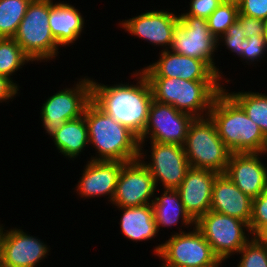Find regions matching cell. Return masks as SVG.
I'll use <instances>...</instances> for the list:
<instances>
[{"mask_svg": "<svg viewBox=\"0 0 267 267\" xmlns=\"http://www.w3.org/2000/svg\"><path fill=\"white\" fill-rule=\"evenodd\" d=\"M161 192L160 196H154L152 202L157 231H161L160 227L163 230V227L172 228L178 223H181V229L178 227L179 232L174 231L173 234L187 232L182 227H195V221L186 212L177 189H164Z\"/></svg>", "mask_w": 267, "mask_h": 267, "instance_id": "cell-22", "label": "cell"}, {"mask_svg": "<svg viewBox=\"0 0 267 267\" xmlns=\"http://www.w3.org/2000/svg\"><path fill=\"white\" fill-rule=\"evenodd\" d=\"M81 177L75 185V192L79 197L91 199L106 197L110 204L115 194V189L123 162L107 160H87Z\"/></svg>", "mask_w": 267, "mask_h": 267, "instance_id": "cell-17", "label": "cell"}, {"mask_svg": "<svg viewBox=\"0 0 267 267\" xmlns=\"http://www.w3.org/2000/svg\"><path fill=\"white\" fill-rule=\"evenodd\" d=\"M0 267H2V246L0 242Z\"/></svg>", "mask_w": 267, "mask_h": 267, "instance_id": "cell-39", "label": "cell"}, {"mask_svg": "<svg viewBox=\"0 0 267 267\" xmlns=\"http://www.w3.org/2000/svg\"><path fill=\"white\" fill-rule=\"evenodd\" d=\"M245 32L246 39L253 35H267L266 21L239 14L236 21Z\"/></svg>", "mask_w": 267, "mask_h": 267, "instance_id": "cell-35", "label": "cell"}, {"mask_svg": "<svg viewBox=\"0 0 267 267\" xmlns=\"http://www.w3.org/2000/svg\"><path fill=\"white\" fill-rule=\"evenodd\" d=\"M194 119L192 115L176 110L172 105L153 100L146 127L139 138L140 149L145 148L148 140L183 146Z\"/></svg>", "mask_w": 267, "mask_h": 267, "instance_id": "cell-12", "label": "cell"}, {"mask_svg": "<svg viewBox=\"0 0 267 267\" xmlns=\"http://www.w3.org/2000/svg\"><path fill=\"white\" fill-rule=\"evenodd\" d=\"M20 89L8 78L0 75V103L13 101L20 94ZM19 92V93H18Z\"/></svg>", "mask_w": 267, "mask_h": 267, "instance_id": "cell-36", "label": "cell"}, {"mask_svg": "<svg viewBox=\"0 0 267 267\" xmlns=\"http://www.w3.org/2000/svg\"><path fill=\"white\" fill-rule=\"evenodd\" d=\"M240 255L237 267H267V246L252 237L237 253Z\"/></svg>", "mask_w": 267, "mask_h": 267, "instance_id": "cell-29", "label": "cell"}, {"mask_svg": "<svg viewBox=\"0 0 267 267\" xmlns=\"http://www.w3.org/2000/svg\"><path fill=\"white\" fill-rule=\"evenodd\" d=\"M32 0H0V38H13Z\"/></svg>", "mask_w": 267, "mask_h": 267, "instance_id": "cell-27", "label": "cell"}, {"mask_svg": "<svg viewBox=\"0 0 267 267\" xmlns=\"http://www.w3.org/2000/svg\"><path fill=\"white\" fill-rule=\"evenodd\" d=\"M195 226L222 263L237 255L253 237L245 221L212 210L201 216Z\"/></svg>", "mask_w": 267, "mask_h": 267, "instance_id": "cell-8", "label": "cell"}, {"mask_svg": "<svg viewBox=\"0 0 267 267\" xmlns=\"http://www.w3.org/2000/svg\"><path fill=\"white\" fill-rule=\"evenodd\" d=\"M238 15V5L221 3L207 19L210 32L218 39L237 21Z\"/></svg>", "mask_w": 267, "mask_h": 267, "instance_id": "cell-28", "label": "cell"}, {"mask_svg": "<svg viewBox=\"0 0 267 267\" xmlns=\"http://www.w3.org/2000/svg\"><path fill=\"white\" fill-rule=\"evenodd\" d=\"M267 224V189L258 197L252 199V214L249 229L254 236L264 225Z\"/></svg>", "mask_w": 267, "mask_h": 267, "instance_id": "cell-32", "label": "cell"}, {"mask_svg": "<svg viewBox=\"0 0 267 267\" xmlns=\"http://www.w3.org/2000/svg\"><path fill=\"white\" fill-rule=\"evenodd\" d=\"M131 77H135V85L134 81L133 84L121 81L110 86L92 78L91 101L114 121L127 127L140 138L147 124L153 93L141 69L133 71Z\"/></svg>", "mask_w": 267, "mask_h": 267, "instance_id": "cell-1", "label": "cell"}, {"mask_svg": "<svg viewBox=\"0 0 267 267\" xmlns=\"http://www.w3.org/2000/svg\"><path fill=\"white\" fill-rule=\"evenodd\" d=\"M183 148L192 168L225 173L231 151L217 134L215 124L209 117L194 119Z\"/></svg>", "mask_w": 267, "mask_h": 267, "instance_id": "cell-6", "label": "cell"}, {"mask_svg": "<svg viewBox=\"0 0 267 267\" xmlns=\"http://www.w3.org/2000/svg\"><path fill=\"white\" fill-rule=\"evenodd\" d=\"M33 61L23 52L13 38H0V75L11 80L19 89L17 81L13 80L16 71ZM13 74V75H12Z\"/></svg>", "mask_w": 267, "mask_h": 267, "instance_id": "cell-26", "label": "cell"}, {"mask_svg": "<svg viewBox=\"0 0 267 267\" xmlns=\"http://www.w3.org/2000/svg\"><path fill=\"white\" fill-rule=\"evenodd\" d=\"M153 100L172 105L194 118L208 117L216 96L223 90L222 80H192L147 77Z\"/></svg>", "mask_w": 267, "mask_h": 267, "instance_id": "cell-4", "label": "cell"}, {"mask_svg": "<svg viewBox=\"0 0 267 267\" xmlns=\"http://www.w3.org/2000/svg\"><path fill=\"white\" fill-rule=\"evenodd\" d=\"M4 226L0 224L2 267H37L48 257L50 246L47 243L28 235L20 227L5 230Z\"/></svg>", "mask_w": 267, "mask_h": 267, "instance_id": "cell-14", "label": "cell"}, {"mask_svg": "<svg viewBox=\"0 0 267 267\" xmlns=\"http://www.w3.org/2000/svg\"><path fill=\"white\" fill-rule=\"evenodd\" d=\"M239 14L267 20V0H240Z\"/></svg>", "mask_w": 267, "mask_h": 267, "instance_id": "cell-34", "label": "cell"}, {"mask_svg": "<svg viewBox=\"0 0 267 267\" xmlns=\"http://www.w3.org/2000/svg\"><path fill=\"white\" fill-rule=\"evenodd\" d=\"M121 211L120 231L125 238L133 242L148 241L157 236L152 204L139 207H117Z\"/></svg>", "mask_w": 267, "mask_h": 267, "instance_id": "cell-23", "label": "cell"}, {"mask_svg": "<svg viewBox=\"0 0 267 267\" xmlns=\"http://www.w3.org/2000/svg\"><path fill=\"white\" fill-rule=\"evenodd\" d=\"M220 4V0H190L189 9L185 13L182 12L178 15L193 16L207 20Z\"/></svg>", "mask_w": 267, "mask_h": 267, "instance_id": "cell-33", "label": "cell"}, {"mask_svg": "<svg viewBox=\"0 0 267 267\" xmlns=\"http://www.w3.org/2000/svg\"><path fill=\"white\" fill-rule=\"evenodd\" d=\"M243 54L241 60L247 65H252L260 62L267 52V35H253L244 39Z\"/></svg>", "mask_w": 267, "mask_h": 267, "instance_id": "cell-30", "label": "cell"}, {"mask_svg": "<svg viewBox=\"0 0 267 267\" xmlns=\"http://www.w3.org/2000/svg\"><path fill=\"white\" fill-rule=\"evenodd\" d=\"M217 175L211 170L190 167L177 188L186 212L195 222L210 210L212 187Z\"/></svg>", "mask_w": 267, "mask_h": 267, "instance_id": "cell-19", "label": "cell"}, {"mask_svg": "<svg viewBox=\"0 0 267 267\" xmlns=\"http://www.w3.org/2000/svg\"><path fill=\"white\" fill-rule=\"evenodd\" d=\"M50 0H32L13 39L33 62L54 60L60 46L49 26ZM40 61V62H39Z\"/></svg>", "mask_w": 267, "mask_h": 267, "instance_id": "cell-5", "label": "cell"}, {"mask_svg": "<svg viewBox=\"0 0 267 267\" xmlns=\"http://www.w3.org/2000/svg\"><path fill=\"white\" fill-rule=\"evenodd\" d=\"M253 237L260 244L267 246V224L264 225Z\"/></svg>", "mask_w": 267, "mask_h": 267, "instance_id": "cell-37", "label": "cell"}, {"mask_svg": "<svg viewBox=\"0 0 267 267\" xmlns=\"http://www.w3.org/2000/svg\"><path fill=\"white\" fill-rule=\"evenodd\" d=\"M159 190L162 189L155 187L150 171L140 159H136L123 163L111 203L116 207L152 204Z\"/></svg>", "mask_w": 267, "mask_h": 267, "instance_id": "cell-13", "label": "cell"}, {"mask_svg": "<svg viewBox=\"0 0 267 267\" xmlns=\"http://www.w3.org/2000/svg\"><path fill=\"white\" fill-rule=\"evenodd\" d=\"M50 138H52L58 153H61L68 160L74 161L80 157V154L89 146V135L84 115L66 121Z\"/></svg>", "mask_w": 267, "mask_h": 267, "instance_id": "cell-24", "label": "cell"}, {"mask_svg": "<svg viewBox=\"0 0 267 267\" xmlns=\"http://www.w3.org/2000/svg\"><path fill=\"white\" fill-rule=\"evenodd\" d=\"M175 233L153 249L154 255L162 260L159 267H222L203 234L193 230Z\"/></svg>", "mask_w": 267, "mask_h": 267, "instance_id": "cell-7", "label": "cell"}, {"mask_svg": "<svg viewBox=\"0 0 267 267\" xmlns=\"http://www.w3.org/2000/svg\"><path fill=\"white\" fill-rule=\"evenodd\" d=\"M208 117L231 153H263L267 138L242 107L223 89L215 98Z\"/></svg>", "mask_w": 267, "mask_h": 267, "instance_id": "cell-2", "label": "cell"}, {"mask_svg": "<svg viewBox=\"0 0 267 267\" xmlns=\"http://www.w3.org/2000/svg\"><path fill=\"white\" fill-rule=\"evenodd\" d=\"M264 155V152L231 153L225 171L228 178L252 199L267 189V164L261 160Z\"/></svg>", "mask_w": 267, "mask_h": 267, "instance_id": "cell-18", "label": "cell"}, {"mask_svg": "<svg viewBox=\"0 0 267 267\" xmlns=\"http://www.w3.org/2000/svg\"><path fill=\"white\" fill-rule=\"evenodd\" d=\"M221 3H232L235 5H239L240 0H220Z\"/></svg>", "mask_w": 267, "mask_h": 267, "instance_id": "cell-38", "label": "cell"}, {"mask_svg": "<svg viewBox=\"0 0 267 267\" xmlns=\"http://www.w3.org/2000/svg\"><path fill=\"white\" fill-rule=\"evenodd\" d=\"M49 26L57 44L66 47L76 43L86 25L83 14L66 1L50 0Z\"/></svg>", "mask_w": 267, "mask_h": 267, "instance_id": "cell-21", "label": "cell"}, {"mask_svg": "<svg viewBox=\"0 0 267 267\" xmlns=\"http://www.w3.org/2000/svg\"><path fill=\"white\" fill-rule=\"evenodd\" d=\"M223 89L242 107L247 116L256 123L267 138V94L254 91L228 92ZM244 91V92H243Z\"/></svg>", "mask_w": 267, "mask_h": 267, "instance_id": "cell-25", "label": "cell"}, {"mask_svg": "<svg viewBox=\"0 0 267 267\" xmlns=\"http://www.w3.org/2000/svg\"><path fill=\"white\" fill-rule=\"evenodd\" d=\"M155 8L152 11L146 10L138 16L120 20L118 23L120 28L125 30V33L139 37L153 46H160L161 51H166L170 48L173 39L174 29L179 23V15L177 12H169Z\"/></svg>", "mask_w": 267, "mask_h": 267, "instance_id": "cell-15", "label": "cell"}, {"mask_svg": "<svg viewBox=\"0 0 267 267\" xmlns=\"http://www.w3.org/2000/svg\"><path fill=\"white\" fill-rule=\"evenodd\" d=\"M148 143L151 150L140 149L139 159L150 171L155 187L159 188L161 183L162 189H177L191 167L183 146L153 141ZM147 152H151L150 156ZM147 156L148 161H145Z\"/></svg>", "mask_w": 267, "mask_h": 267, "instance_id": "cell-11", "label": "cell"}, {"mask_svg": "<svg viewBox=\"0 0 267 267\" xmlns=\"http://www.w3.org/2000/svg\"><path fill=\"white\" fill-rule=\"evenodd\" d=\"M89 145L95 151L89 160L121 161L123 163L139 159V138L127 127L114 121L92 101L84 111Z\"/></svg>", "mask_w": 267, "mask_h": 267, "instance_id": "cell-3", "label": "cell"}, {"mask_svg": "<svg viewBox=\"0 0 267 267\" xmlns=\"http://www.w3.org/2000/svg\"><path fill=\"white\" fill-rule=\"evenodd\" d=\"M210 210L238 218L249 225L252 198L243 193L225 173L218 174L212 187Z\"/></svg>", "mask_w": 267, "mask_h": 267, "instance_id": "cell-20", "label": "cell"}, {"mask_svg": "<svg viewBox=\"0 0 267 267\" xmlns=\"http://www.w3.org/2000/svg\"><path fill=\"white\" fill-rule=\"evenodd\" d=\"M244 39L246 37L243 28L235 22L217 39V46L222 42L234 56L237 54L240 58L243 54Z\"/></svg>", "mask_w": 267, "mask_h": 267, "instance_id": "cell-31", "label": "cell"}, {"mask_svg": "<svg viewBox=\"0 0 267 267\" xmlns=\"http://www.w3.org/2000/svg\"><path fill=\"white\" fill-rule=\"evenodd\" d=\"M156 62L140 68L146 77H166L192 80H221V77L205 62L197 58L174 53L159 52Z\"/></svg>", "mask_w": 267, "mask_h": 267, "instance_id": "cell-16", "label": "cell"}, {"mask_svg": "<svg viewBox=\"0 0 267 267\" xmlns=\"http://www.w3.org/2000/svg\"><path fill=\"white\" fill-rule=\"evenodd\" d=\"M83 78V79H82ZM79 78L73 87L63 88L54 95L48 96L40 110L42 127L50 137L66 121L84 115L87 105L91 102V78Z\"/></svg>", "mask_w": 267, "mask_h": 267, "instance_id": "cell-10", "label": "cell"}, {"mask_svg": "<svg viewBox=\"0 0 267 267\" xmlns=\"http://www.w3.org/2000/svg\"><path fill=\"white\" fill-rule=\"evenodd\" d=\"M217 38L210 32L208 21L193 16H179V23L174 29L171 46L168 50L205 61L220 77L222 82L230 83L223 72L215 66ZM224 76V77H222ZM223 78L225 80H223Z\"/></svg>", "mask_w": 267, "mask_h": 267, "instance_id": "cell-9", "label": "cell"}]
</instances>
